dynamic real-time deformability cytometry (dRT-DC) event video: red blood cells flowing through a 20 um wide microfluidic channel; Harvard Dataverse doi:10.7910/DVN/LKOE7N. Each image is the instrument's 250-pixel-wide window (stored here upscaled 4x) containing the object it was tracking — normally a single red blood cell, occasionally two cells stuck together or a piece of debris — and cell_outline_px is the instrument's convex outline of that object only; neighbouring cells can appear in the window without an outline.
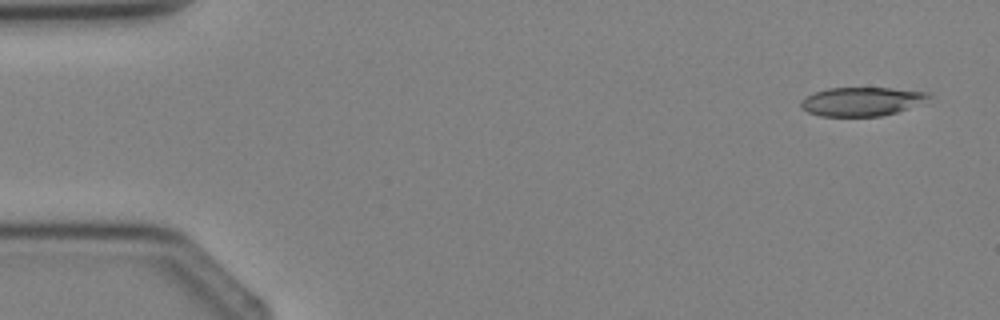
{"species": "Egyptian fruit bat (a non-hibernating species)", "species_latin": "Rousettus aegyptiacus", "temperature_condition": "cold", "stored_images_in_passage": 4, "camera_frame_rate_fps": 3000, "um_per_image_px": 0.085, "animal": {"sex": "female"}, "frame": {"image": 1, "passage_image": 1, "time_ms": 0.0, "image_size_px": [1000, 320], "cell_outline_px": [[932, 96], [908, 108], [896, 112], [880, 116], [820, 116], [808, 112], [800, 108], [800, 100], [816, 92], [828, 88], [892, 88], [928, 92]], "centroid_in_image_um": [73.2, 8.63], "position_along_channel_um": 11.8, "area_um2": 21.21}}
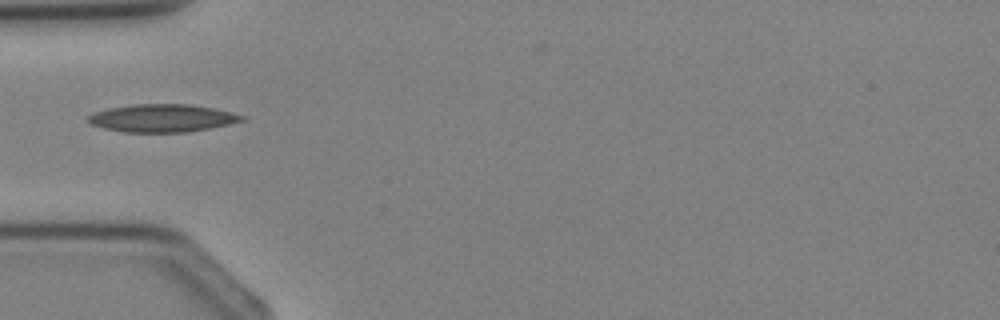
{"frame": {"image": 2, "passage_image": 4, "time_ms": 3.333, "image_size_px": [1000, 320], "cell_outline_px": [[248, 116], [244, 120], [228, 124], [208, 128], [184, 132], [124, 132], [104, 128], [92, 124], [84, 120], [88, 116], [96, 112], [108, 108], [132, 104], [188, 104], [212, 108], [232, 112]], "centroid_in_image_um": [13.78, 10.03], "position_along_channel_um": 71.2, "area_um2": 24.8}}